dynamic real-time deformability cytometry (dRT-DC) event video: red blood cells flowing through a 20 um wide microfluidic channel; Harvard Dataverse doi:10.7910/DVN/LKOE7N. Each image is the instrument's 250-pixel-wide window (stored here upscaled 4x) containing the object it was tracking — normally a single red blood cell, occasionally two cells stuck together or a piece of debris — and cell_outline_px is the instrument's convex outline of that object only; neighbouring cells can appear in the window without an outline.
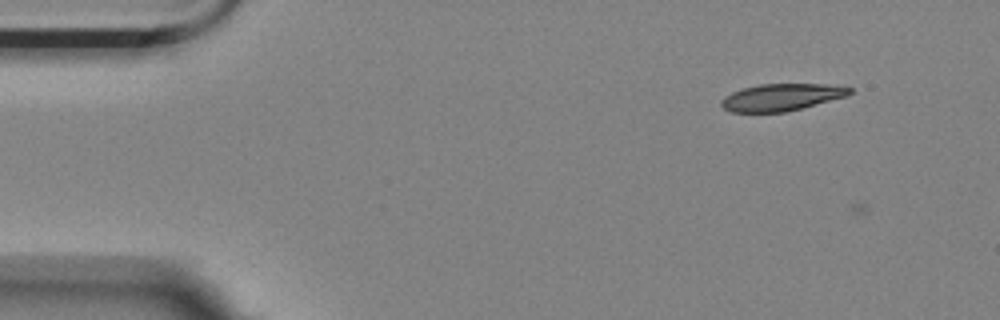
{"species": "Egyptian fruit bat (a non-hibernating species)", "species_latin": "Rousettus aegyptiacus", "temperature_condition": "room temperature", "stored_images_in_passage": 8, "camera_frame_rate_fps": 3000, "um_per_image_px": 0.085, "animal": {"sex": "female"}, "frame": {"image": 1, "passage_image": 7, "time_ms": 2.0, "image_size_px": [1000, 320], "cell_outline_px": [[852, 92], [848, 96], [784, 112], [732, 112], [724, 108], [720, 104], [720, 100], [724, 96], [732, 92], [744, 88], [760, 84], [824, 84], [852, 88]], "centroid_in_image_um": [66.41, 8.26], "position_along_channel_um": 18.6, "area_um2": 20.06}}